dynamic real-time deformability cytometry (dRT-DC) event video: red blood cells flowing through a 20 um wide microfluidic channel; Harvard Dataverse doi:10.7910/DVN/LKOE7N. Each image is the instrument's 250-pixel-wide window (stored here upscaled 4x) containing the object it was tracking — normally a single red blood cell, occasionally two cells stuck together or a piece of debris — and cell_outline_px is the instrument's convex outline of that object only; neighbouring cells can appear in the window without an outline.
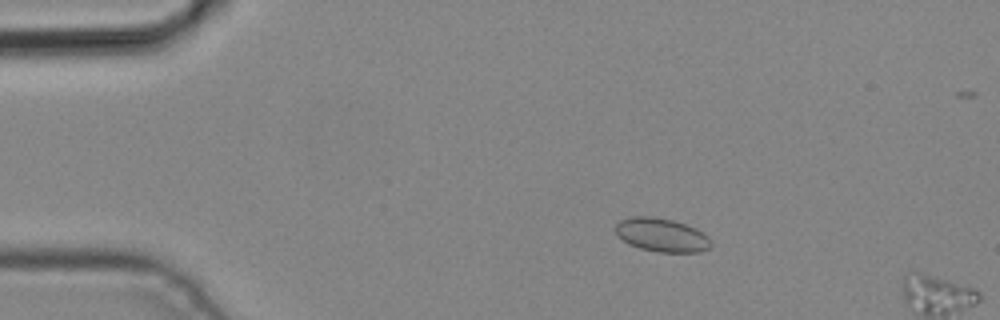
{"species": "common noctule bat (a hibernating species)", "species_latin": "Nyctalus noctula", "temperature_condition": "cold", "stored_images_in_passage": 4, "segment_of_instrument_passage": [1, 2], "camera_frame_rate_fps": 3000, "um_per_image_px": 0.085, "animal": {"sex": "male", "body_mass_g": 19.2, "forearm_length_mm": 51.8}, "frame": {"image": 1, "passage_image": 3, "time_ms": 0.667, "image_size_px": [1000, 320], "cell_outline_px": [[712, 244], [708, 248], [700, 252], [660, 252], [640, 248], [628, 244], [616, 232], [616, 224], [620, 220], [632, 216], [652, 216], [672, 220], [696, 228], [708, 236], [712, 240]], "centroid_in_image_um": [56.26, 19.97], "position_along_channel_um": 28.7, "area_um2": 18.61}}